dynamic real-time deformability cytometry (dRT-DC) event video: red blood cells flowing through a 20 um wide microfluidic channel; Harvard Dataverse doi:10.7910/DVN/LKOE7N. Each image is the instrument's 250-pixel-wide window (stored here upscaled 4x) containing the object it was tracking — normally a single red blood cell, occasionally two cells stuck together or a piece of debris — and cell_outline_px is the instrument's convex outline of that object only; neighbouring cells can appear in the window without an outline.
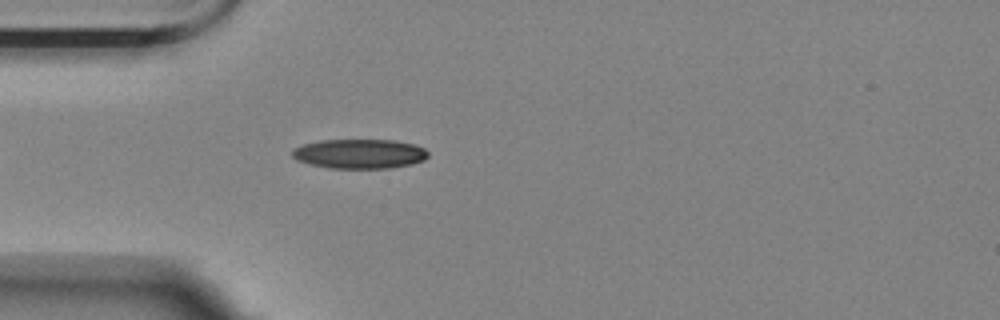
{"species": "Egyptian fruit bat (a non-hibernating species)", "species_latin": "Rousettus aegyptiacus", "temperature_condition": "room temperature", "stored_images_in_passage": 47, "camera_frame_rate_fps": 3000, "um_per_image_px": 0.085, "animal": {"sex": "female"}, "frame": {"image": 1, "passage_image": 7, "time_ms": 2.0, "image_size_px": [1000, 320], "cell_outline_px": [[428, 156], [424, 160], [412, 164], [388, 168], [332, 168], [312, 164], [296, 160], [292, 156], [292, 148], [304, 144], [320, 140], [396, 140], [416, 144], [424, 148], [428, 152]], "centroid_in_image_um": [30.58, 13.06], "position_along_channel_um": 54.4, "area_um2": 23.41}}
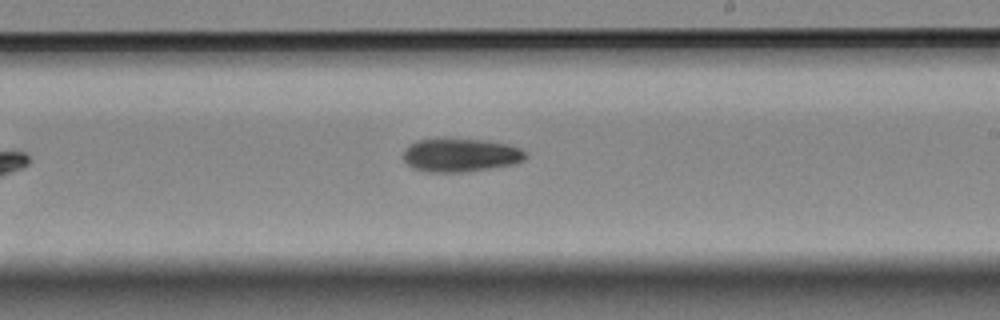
{"frame": {"image": 2, "passage_image": 24, "time_ms": 7.667, "image_size_px": [1000, 320], "cell_outline_px": [[524, 160], [516, 164], [464, 172], [428, 172], [412, 168], [404, 160], [404, 152], [416, 140], [484, 140], [508, 144], [520, 148], [524, 152]], "centroid_in_image_um": [39.17, 13.21], "position_along_channel_um": 249.8, "area_um2": 23.29}}
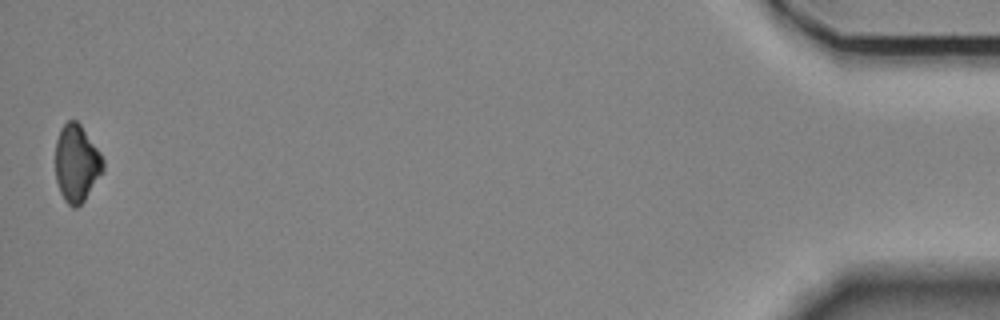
{"frame": {"image": 3, "passage_image": 47, "time_ms": 15.333, "image_size_px": [1000, 320], "cell_outline_px": [[104, 172], [84, 200], [76, 208], [72, 208], [64, 200], [60, 192], [56, 180], [56, 140], [60, 128], [68, 120], [76, 120], [80, 124], [100, 152], [104, 160]], "centroid_in_image_um": [6.52, 13.89], "position_along_channel_um": 428.7, "area_um2": 21.56}, "authors_computed_cell_mechanics": {"area_um2": 23.2934, "velocity_mm_per_s": 3.535, "shape_relaxation_time_tau1_ms": 5.3744, "shape_relaxation_time_tau2_ms": null, "deformation_change_tau1": 0.1222, "deformation_change_tau2": null}}